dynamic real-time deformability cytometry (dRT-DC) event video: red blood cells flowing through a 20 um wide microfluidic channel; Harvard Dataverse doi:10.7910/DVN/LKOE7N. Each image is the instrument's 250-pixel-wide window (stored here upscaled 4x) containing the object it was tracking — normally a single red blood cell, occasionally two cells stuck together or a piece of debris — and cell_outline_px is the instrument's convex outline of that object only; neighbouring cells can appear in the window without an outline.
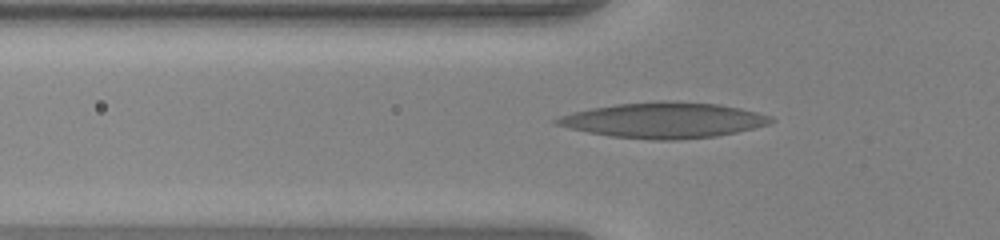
{"species": "human", "species_latin": "Homo sapiens", "temperature_condition": "warm", "stored_images_in_passage": 35, "camera_frame_rate_fps": 3000, "um_per_image_px": 0.085, "donor": {"sex": "female"}, "frame": {"image": 1, "passage_image": 3, "time_ms": 0.667, "image_size_px": [1000, 240], "cell_outline_px": [[776, 120], [768, 124], [736, 132], [716, 136], [676, 140], [652, 140], [608, 136], [568, 128], [552, 124], [552, 120], [560, 116], [572, 112], [592, 108], [616, 104], [660, 100], [664, 100], [720, 104], [740, 108], [772, 116]], "centroid_in_image_um": [56.38, 10.21], "position_along_channel_um": 69.4, "area_um2": 44.56}}
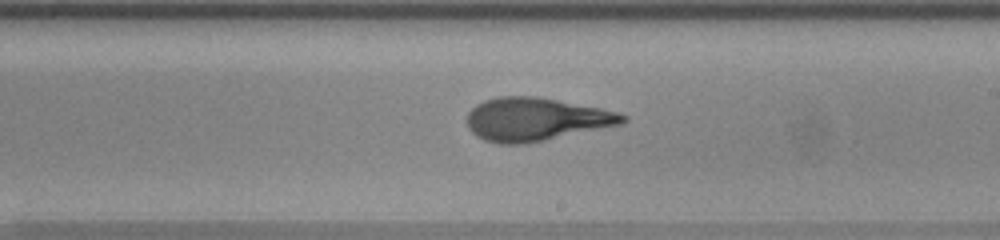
{"frame": {"image": 2, "passage_image": 16, "time_ms": 5.0, "image_size_px": [1000, 240], "cell_outline_px": [[628, 120], [624, 124], [524, 144], [500, 144], [484, 140], [476, 136], [468, 128], [468, 112], [476, 104], [484, 100], [500, 96], [536, 96], [600, 108], [616, 112], [628, 116]], "centroid_in_image_um": [45.55, 10.14], "position_along_channel_um": 243.5, "area_um2": 39.13}}
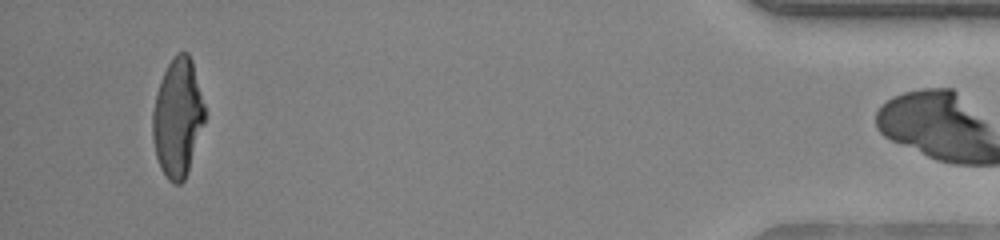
{"frame": {"image": 3, "passage_image": 34, "time_ms": 11.0, "image_size_px": [1000, 240], "cell_outline_px": [[208, 112], [188, 172], [184, 180], [180, 184], [172, 184], [168, 180], [160, 168], [156, 156], [152, 140], [152, 112], [160, 80], [168, 64], [180, 52], [188, 52], [192, 60]], "centroid_in_image_um": [15.12, 10.03], "position_along_channel_um": 420.1, "area_um2": 36.47}}